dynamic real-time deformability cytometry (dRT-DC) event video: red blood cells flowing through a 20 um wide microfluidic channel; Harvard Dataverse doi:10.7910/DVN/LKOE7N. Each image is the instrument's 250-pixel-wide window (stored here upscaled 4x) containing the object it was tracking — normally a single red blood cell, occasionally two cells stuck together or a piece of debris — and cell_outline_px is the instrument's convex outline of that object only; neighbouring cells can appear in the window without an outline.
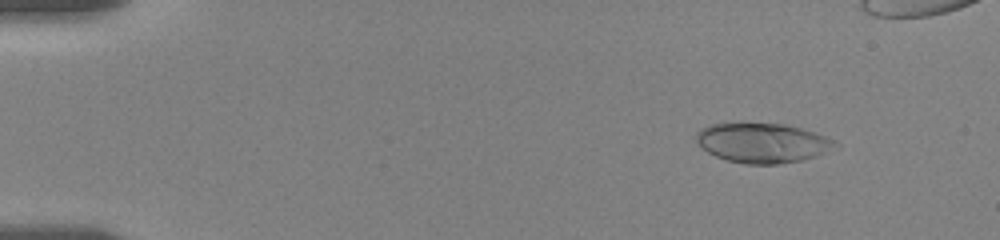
{"species": "human", "species_latin": "Homo sapiens", "temperature_condition": "room temperature", "stored_images_in_passage": 50, "camera_frame_rate_fps": 3000, "um_per_image_px": 0.085, "donor": {"sex": "female"}, "frame": {"image": 1, "passage_image": 4, "time_ms": 1.0, "image_size_px": [1000, 240], "cell_outline_px": [[832, 144], [816, 156], [800, 160], [780, 164], [744, 164], [724, 160], [708, 152], [696, 140], [696, 132], [700, 128], [712, 124], [740, 120], [784, 124], [800, 128], [824, 136], [832, 140]], "centroid_in_image_um": [64.65, 12.1], "position_along_channel_um": 20.4, "area_um2": 32.19}}
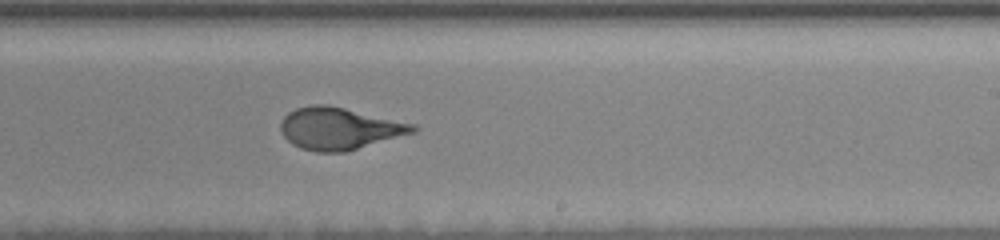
{"frame": {"image": 2, "passage_image": 33, "time_ms": 10.667, "image_size_px": [1000, 240], "cell_outline_px": [[420, 128], [416, 132], [344, 152], [316, 152], [300, 148], [292, 144], [280, 132], [280, 124], [284, 116], [288, 112], [296, 108], [312, 104], [328, 104], [416, 124]], "centroid_in_image_um": [28.84, 10.91], "position_along_channel_um": 260.2, "area_um2": 32.6}}
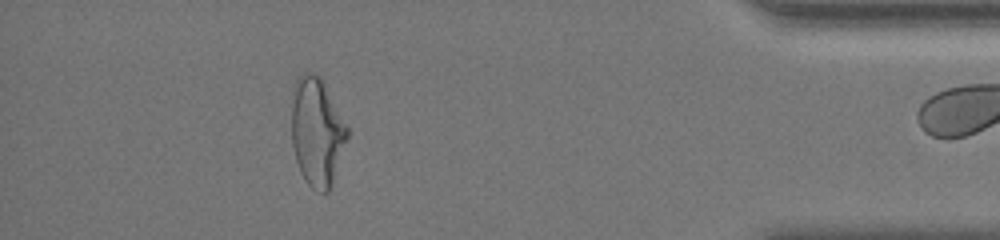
{"frame": {"image": 3, "passage_image": 49, "time_ms": 16.0, "image_size_px": [1000, 240], "cell_outline_px": [[348, 136], [328, 192], [324, 196], [316, 192], [304, 180], [300, 172], [296, 160], [292, 144], [292, 88], [296, 80], [304, 72], [312, 72], [320, 76], [324, 80], [348, 128]], "centroid_in_image_um": [26.92, 11.18], "position_along_channel_um": 408.3, "area_um2": 35.37}}